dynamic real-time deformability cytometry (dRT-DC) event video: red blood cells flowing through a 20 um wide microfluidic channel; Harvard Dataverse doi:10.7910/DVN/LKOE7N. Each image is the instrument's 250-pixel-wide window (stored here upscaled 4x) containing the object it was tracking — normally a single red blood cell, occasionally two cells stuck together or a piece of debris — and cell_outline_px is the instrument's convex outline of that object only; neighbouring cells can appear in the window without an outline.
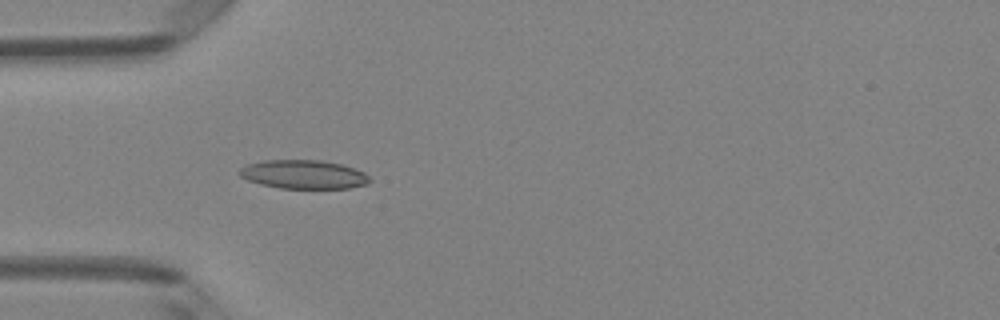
{"species": "Egyptian fruit bat (a non-hibernating species)", "species_latin": "Rousettus aegyptiacus", "temperature_condition": "room temperature", "stored_images_in_passage": 3, "camera_frame_rate_fps": 3000, "um_per_image_px": 0.085, "animal": {"sex": "female"}, "frame": {"image": 1, "passage_image": 3, "time_ms": 0.667, "image_size_px": [1000, 320], "cell_outline_px": [[372, 180], [368, 184], [348, 188], [280, 188], [260, 184], [248, 180], [240, 176], [236, 172], [240, 168], [248, 164], [264, 160], [320, 160], [344, 164], [364, 172]], "centroid_in_image_um": [25.81, 14.82], "position_along_channel_um": 59.2, "area_um2": 21.96}}